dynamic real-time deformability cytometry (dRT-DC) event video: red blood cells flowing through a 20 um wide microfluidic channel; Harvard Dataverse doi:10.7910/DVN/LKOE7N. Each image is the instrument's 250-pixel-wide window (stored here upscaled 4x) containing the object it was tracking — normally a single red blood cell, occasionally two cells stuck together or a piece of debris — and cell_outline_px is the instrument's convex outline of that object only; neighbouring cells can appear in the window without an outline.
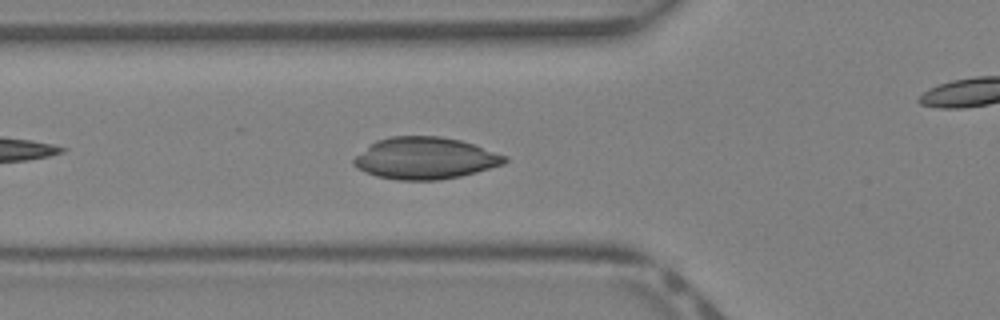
{"species": "Egyptian fruit bat (a non-hibernating species)", "species_latin": "Rousettus aegyptiacus", "temperature_condition": "warm", "stored_images_in_passage": 35, "camera_frame_rate_fps": 3000, "um_per_image_px": 0.085, "animal": {"sex": "female"}, "frame": {"image": 1, "passage_image": 8, "time_ms": 2.333, "image_size_px": [1000, 320], "cell_outline_px": [[508, 160], [504, 164], [476, 172], [460, 176], [440, 180], [400, 180], [376, 176], [352, 164], [352, 160], [356, 156], [376, 140], [388, 136], [440, 136], [460, 140], [476, 144], [508, 156]], "centroid_in_image_um": [36.19, 13.44], "position_along_channel_um": 89.6, "area_um2": 36.82}}
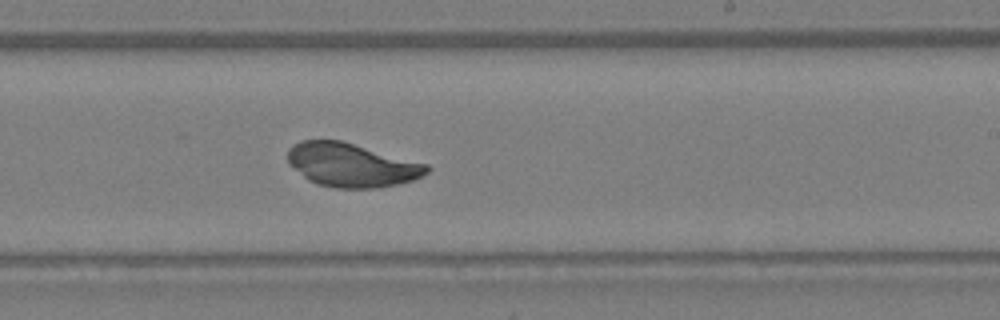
{"frame": {"image": 2, "passage_image": 18, "time_ms": 5.667, "image_size_px": [1000, 320], "cell_outline_px": [[432, 168], [428, 172], [412, 180], [380, 188], [336, 188], [316, 184], [308, 180], [288, 164], [288, 148], [300, 140], [340, 140], [428, 164]], "centroid_in_image_um": [29.86, 14.03], "position_along_channel_um": 259.1, "area_um2": 35.43}}
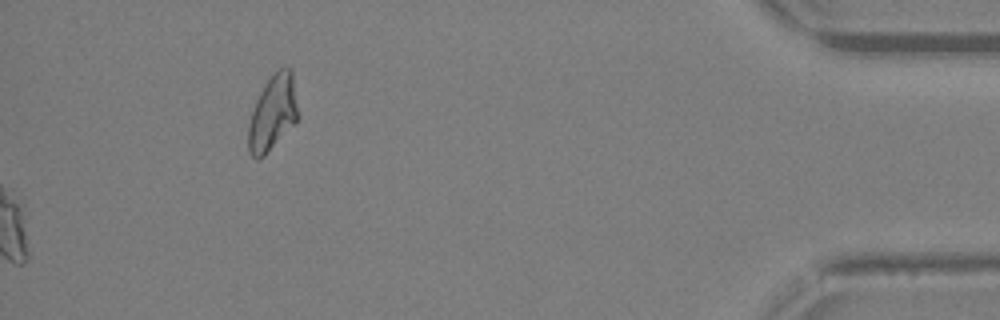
{"frame": {"image": 3, "passage_image": 35, "time_ms": 11.333, "image_size_px": [1000, 320], "cell_outline_px": [[300, 116], [264, 156], [260, 160], [256, 160], [248, 152], [248, 124], [256, 100], [264, 84], [276, 68], [292, 68]], "centroid_in_image_um": [23.19, 9.57], "position_along_channel_um": 412.0, "area_um2": 22.02}}